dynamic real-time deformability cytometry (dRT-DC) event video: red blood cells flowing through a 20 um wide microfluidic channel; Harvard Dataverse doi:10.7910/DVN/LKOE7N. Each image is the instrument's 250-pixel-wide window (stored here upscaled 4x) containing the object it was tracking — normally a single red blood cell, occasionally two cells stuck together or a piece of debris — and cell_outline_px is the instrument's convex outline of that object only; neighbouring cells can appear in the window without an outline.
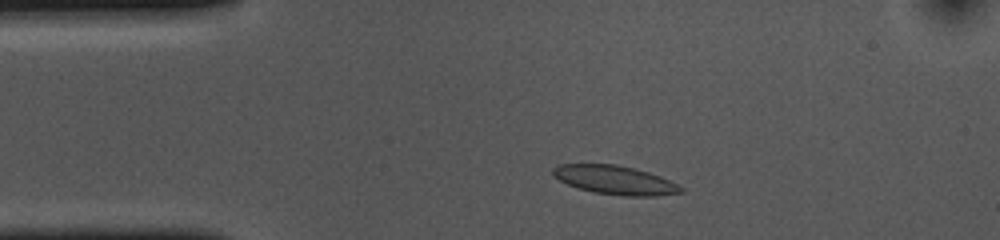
{"species": "common noctule bat (a hibernating species)", "species_latin": "Nyctalus noctula", "temperature_condition": "cold", "stored_images_in_passage": 39, "camera_frame_rate_fps": 3000, "um_per_image_px": 0.085, "animal": {"sex": "female", "body_mass_g": 10.0, "forearm_length_mm": 53.1}, "frame": {"image": 1, "passage_image": 5, "time_ms": 1.333, "image_size_px": [1000, 240], "cell_outline_px": [[684, 192], [656, 196], [624, 196], [596, 192], [576, 188], [552, 176], [552, 168], [560, 164], [616, 164], [648, 172], [660, 176], [684, 188]], "centroid_in_image_um": [52.26, 15.3], "position_along_channel_um": 32.7, "area_um2": 21.39}}
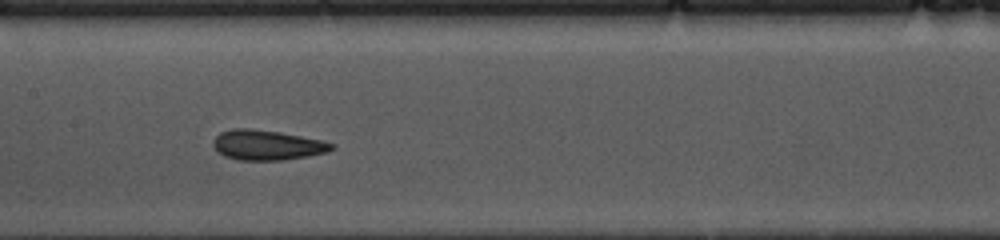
{"frame": {"image": 2, "passage_image": 20, "time_ms": 6.333, "image_size_px": [1000, 240], "cell_outline_px": [[332, 148], [328, 152], [308, 156], [284, 160], [240, 160], [224, 156], [212, 144], [212, 140], [220, 132], [232, 128], [248, 128], [280, 132], [320, 140], [332, 144]], "centroid_in_image_um": [22.66, 12.33], "position_along_channel_um": 184.7, "area_um2": 20.52}}
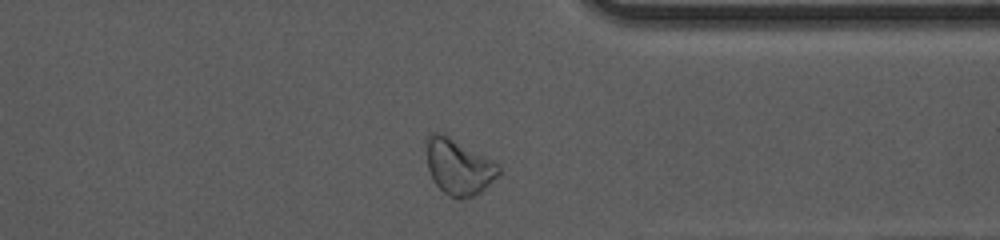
{"frame": {"image": 3, "passage_image": 36, "time_ms": 11.667, "image_size_px": [1000, 240], "cell_outline_px": [[500, 172], [480, 192], [472, 196], [456, 200], [448, 196], [432, 180], [428, 168], [424, 140], [428, 132], [444, 132], [496, 164], [500, 168]], "centroid_in_image_um": [38.88, 14.14], "position_along_channel_um": 372.5, "area_um2": 23.47}, "authors_computed_cell_mechanics": {"area_um2": 20.808, "velocity_mm_per_s": 3.6467, "shape_relaxation_time_tau1_ms": 5.6519, "shape_relaxation_time_tau2_ms": 2.222, "deformation_change_tau1": 0.1049, "deformation_change_tau2": 0.0689}}